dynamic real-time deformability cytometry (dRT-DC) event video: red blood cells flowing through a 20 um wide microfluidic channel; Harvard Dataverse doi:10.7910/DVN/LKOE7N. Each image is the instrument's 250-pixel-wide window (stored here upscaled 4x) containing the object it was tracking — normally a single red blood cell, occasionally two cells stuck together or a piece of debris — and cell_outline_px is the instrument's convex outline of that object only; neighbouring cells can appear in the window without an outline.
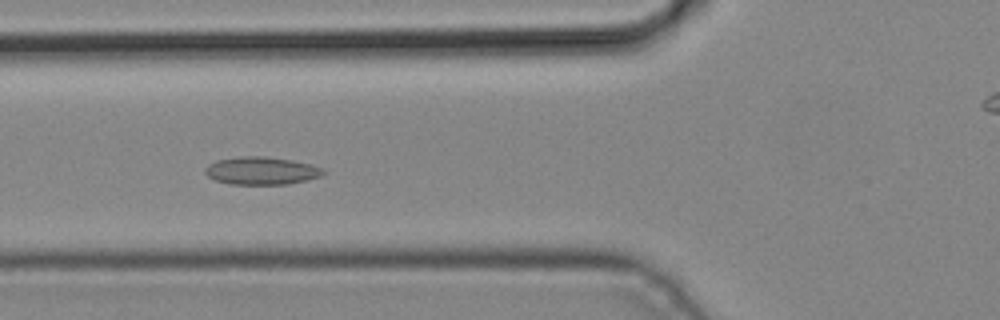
{"species": "common noctule bat (a hibernating species)", "species_latin": "Nyctalus noctula", "temperature_condition": "cold", "stored_images_in_passage": 4, "camera_frame_rate_fps": 3000, "um_per_image_px": 0.085, "animal": {"sex": "male", "body_mass_g": 19.2, "forearm_length_mm": 51.8}, "frame": {"image": 1, "passage_image": 4, "time_ms": 1.0, "image_size_px": [1000, 320], "cell_outline_px": [[328, 172], [320, 176], [288, 184], [232, 184], [216, 180], [208, 176], [204, 172], [204, 168], [208, 164], [216, 160], [240, 156], [264, 156], [292, 160], [312, 164], [324, 168]], "centroid_in_image_um": [22.23, 14.5], "position_along_channel_um": 103.6, "area_um2": 19.19}}